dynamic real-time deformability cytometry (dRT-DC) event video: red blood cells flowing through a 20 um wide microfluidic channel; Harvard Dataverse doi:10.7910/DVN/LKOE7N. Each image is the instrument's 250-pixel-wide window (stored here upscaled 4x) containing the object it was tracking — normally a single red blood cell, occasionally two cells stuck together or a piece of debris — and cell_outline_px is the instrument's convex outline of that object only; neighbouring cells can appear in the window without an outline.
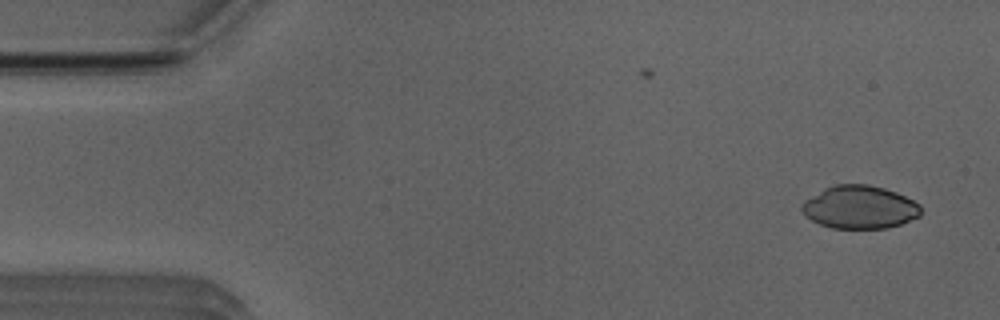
{"species": "Egyptian fruit bat (a non-hibernating species)", "species_latin": "Rousettus aegyptiacus", "temperature_condition": "room temperature", "stored_images_in_passage": 51, "camera_frame_rate_fps": 3000, "um_per_image_px": 0.085, "animal": {"sex": "male"}, "frame": {"image": 1, "passage_image": 2, "time_ms": 0.333, "image_size_px": [1000, 320], "cell_outline_px": [[920, 216], [900, 224], [888, 228], [832, 228], [820, 224], [804, 216], [800, 208], [804, 200], [824, 188], [836, 184], [868, 184], [884, 188], [896, 192], [920, 204]], "centroid_in_image_um": [73.04, 17.61], "position_along_channel_um": 12.0, "area_um2": 29.88}}
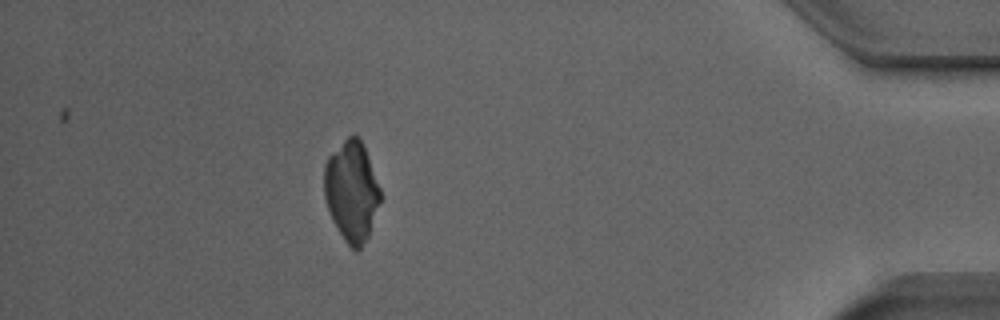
{"frame": {"image": 2, "passage_image": 45, "time_ms": 14.667, "image_size_px": [1000, 320], "cell_outline_px": [[384, 196], [368, 236], [360, 248], [356, 252], [344, 240], [332, 220], [324, 196], [324, 164], [328, 156], [352, 132], [360, 140], [364, 148]], "centroid_in_image_um": [29.9, 16.26], "position_along_channel_um": 405.3, "area_um2": 33.0}}